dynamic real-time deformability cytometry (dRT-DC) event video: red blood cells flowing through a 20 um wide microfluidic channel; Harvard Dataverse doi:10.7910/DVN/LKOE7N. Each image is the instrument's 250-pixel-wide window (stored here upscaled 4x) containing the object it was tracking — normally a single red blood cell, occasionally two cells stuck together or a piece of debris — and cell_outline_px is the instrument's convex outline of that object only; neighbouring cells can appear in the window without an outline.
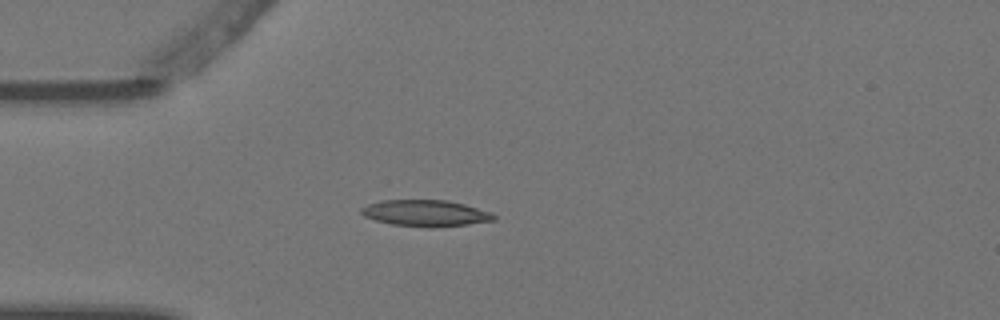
{"species": "Egyptian fruit bat (a non-hibernating species)", "species_latin": "Rousettus aegyptiacus", "temperature_condition": "warm", "stored_images_in_passage": 4, "camera_frame_rate_fps": 3000, "um_per_image_px": 0.085, "animal": {"sex": "female"}, "frame": {"image": 1, "passage_image": 4, "time_ms": 1.0, "image_size_px": [1000, 320], "cell_outline_px": [[496, 220], [468, 224], [432, 228], [392, 224], [376, 220], [364, 216], [360, 212], [360, 208], [368, 204], [380, 200], [448, 200], [464, 204], [492, 212], [496, 216]], "centroid_in_image_um": [36.19, 18.12], "position_along_channel_um": 48.8, "area_um2": 20.46}}